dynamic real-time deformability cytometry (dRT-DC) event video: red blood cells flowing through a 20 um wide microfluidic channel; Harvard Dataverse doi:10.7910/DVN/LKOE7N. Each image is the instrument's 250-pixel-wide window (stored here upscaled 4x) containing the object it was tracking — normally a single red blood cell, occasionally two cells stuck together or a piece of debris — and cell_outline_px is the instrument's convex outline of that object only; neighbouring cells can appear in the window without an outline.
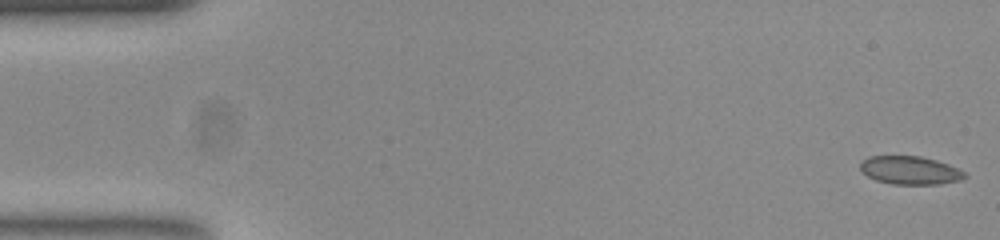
{"species": "common noctule bat (a hibernating species)", "species_latin": "Nyctalus noctula", "temperature_condition": "room temperature", "stored_images_in_passage": 52, "camera_frame_rate_fps": 3000, "um_per_image_px": 0.085, "animal": {"sex": "female", "body_mass_g": 23.0, "forearm_length_mm": 53.4}, "frame": {"image": 1, "passage_image": 1, "time_ms": 0.0, "image_size_px": [1000, 240], "cell_outline_px": [[968, 176], [960, 180], [940, 184], [892, 184], [876, 180], [860, 172], [860, 164], [868, 156], [920, 156], [936, 160], [948, 164], [964, 172]], "centroid_in_image_um": [77.34, 14.48], "position_along_channel_um": 7.7, "area_um2": 17.17}}
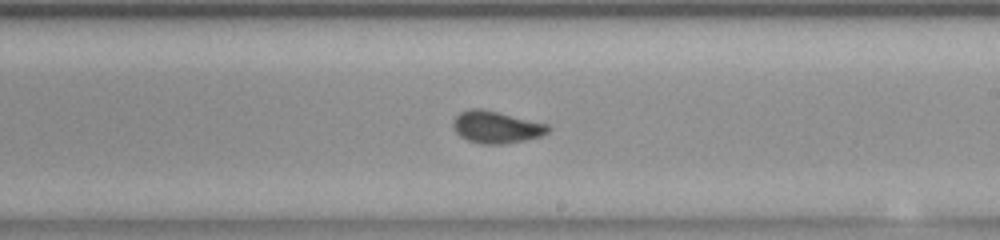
{"frame": {"image": 2, "passage_image": 30, "time_ms": 9.667, "image_size_px": [1000, 240], "cell_outline_px": [[548, 132], [540, 136], [524, 140], [504, 144], [484, 144], [468, 140], [460, 136], [456, 132], [452, 124], [456, 116], [460, 112], [468, 108], [480, 108], [548, 124]], "centroid_in_image_um": [42.15, 10.8], "position_along_channel_um": 246.9, "area_um2": 17.51}}
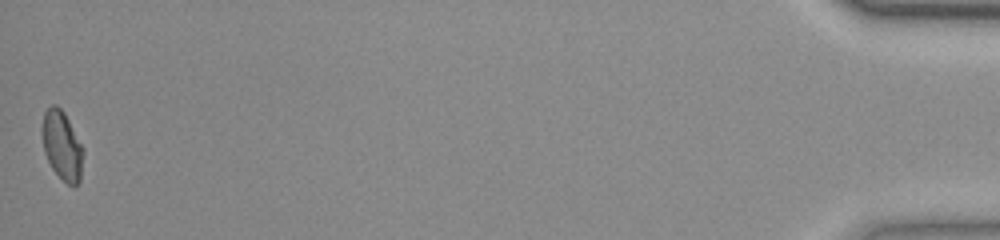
{"frame": {"image": 3, "passage_image": 52, "time_ms": 17.0, "image_size_px": [1000, 240], "cell_outline_px": [[84, 152], [80, 180], [76, 184], [68, 184], [52, 168], [44, 152], [40, 132], [44, 112], [52, 104], [56, 104], [64, 112], [84, 148]], "centroid_in_image_um": [5.26, 12.32], "position_along_channel_um": 429.9, "area_um2": 16.59}, "authors_computed_cell_mechanics": {"area_um2": 17.051, "velocity_mm_per_s": 3.8863, "shape_relaxation_time_tau1_ms": 6.2192, "shape_relaxation_time_tau2_ms": 0.4721, "deformation_change_tau1": 0.1236, "deformation_change_tau2": 0.0432}}